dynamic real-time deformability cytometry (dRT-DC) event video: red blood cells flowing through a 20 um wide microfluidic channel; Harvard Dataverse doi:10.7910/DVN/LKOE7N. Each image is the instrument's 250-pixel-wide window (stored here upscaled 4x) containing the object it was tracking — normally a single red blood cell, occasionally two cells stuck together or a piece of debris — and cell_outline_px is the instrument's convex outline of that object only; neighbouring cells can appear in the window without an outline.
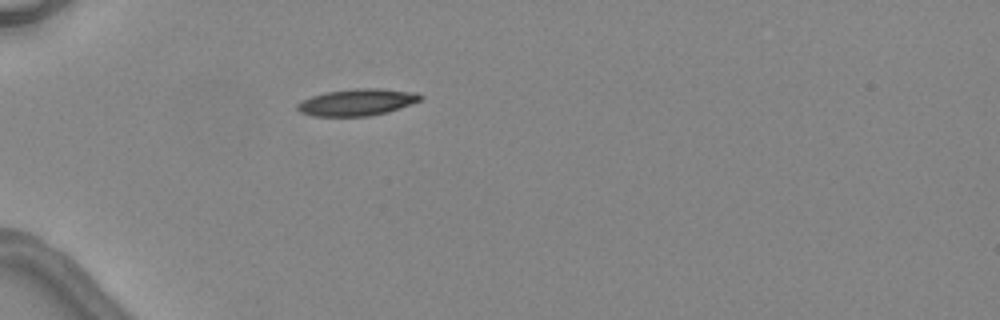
{"species": "common noctule bat (a hibernating species)", "species_latin": "Nyctalus noctula", "temperature_condition": "warm", "stored_images_in_passage": 5, "camera_frame_rate_fps": 3000, "um_per_image_px": 0.085, "animal": {"sex": "female", "body_mass_g": 24.6, "forearm_length_mm": 56.2}, "frame": {"image": 1, "passage_image": 4, "time_ms": 4.333, "image_size_px": [1000, 320], "cell_outline_px": [[424, 96], [420, 100], [388, 112], [368, 116], [312, 116], [300, 112], [296, 108], [296, 104], [300, 100], [324, 92], [356, 88], [380, 88], [420, 92]], "centroid_in_image_um": [30.34, 8.68], "position_along_channel_um": 54.7, "area_um2": 19.42}}